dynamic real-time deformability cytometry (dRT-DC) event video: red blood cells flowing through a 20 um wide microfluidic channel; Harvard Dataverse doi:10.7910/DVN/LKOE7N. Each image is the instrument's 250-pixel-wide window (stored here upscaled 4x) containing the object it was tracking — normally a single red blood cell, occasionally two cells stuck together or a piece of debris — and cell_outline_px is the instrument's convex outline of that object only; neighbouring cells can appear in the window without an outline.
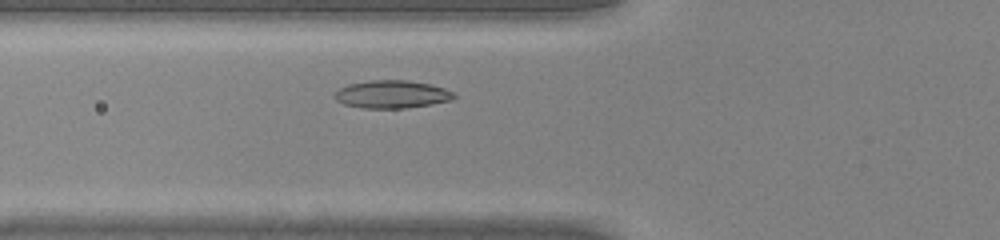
{"species": "common noctule bat (a hibernating species)", "species_latin": "Nyctalus noctula", "temperature_condition": "warm", "stored_images_in_passage": 31, "camera_frame_rate_fps": 3000, "um_per_image_px": 0.085, "animal": {"sex": "male", "body_mass_g": 20.0, "forearm_length_mm": 53.3}, "frame": {"image": 1, "passage_image": 7, "time_ms": 2.0, "image_size_px": [1000, 240], "cell_outline_px": [[456, 96], [452, 100], [432, 104], [404, 108], [360, 108], [344, 104], [336, 100], [332, 96], [340, 88], [348, 84], [368, 80], [408, 80], [432, 84], [444, 88], [452, 92]], "centroid_in_image_um": [33.29, 8.01], "position_along_channel_um": 92.5, "area_um2": 19.48}}
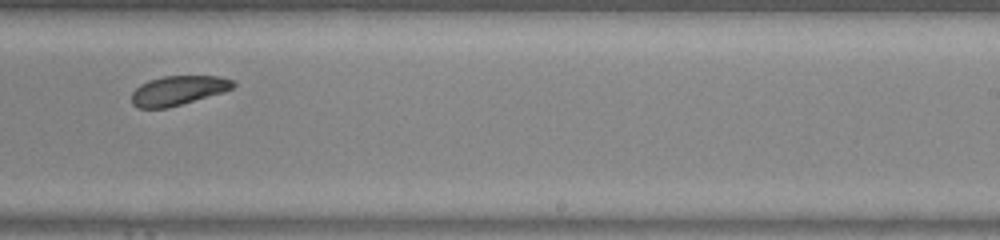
{"frame": {"image": 2, "passage_image": 20, "time_ms": 6.333, "image_size_px": [1000, 240], "cell_outline_px": [[236, 84], [232, 88], [224, 92], [168, 108], [136, 108], [132, 104], [132, 92], [140, 84], [148, 80], [164, 76], [220, 76], [236, 80]], "centroid_in_image_um": [15.16, 7.69], "position_along_channel_um": 273.8, "area_um2": 17.57}}
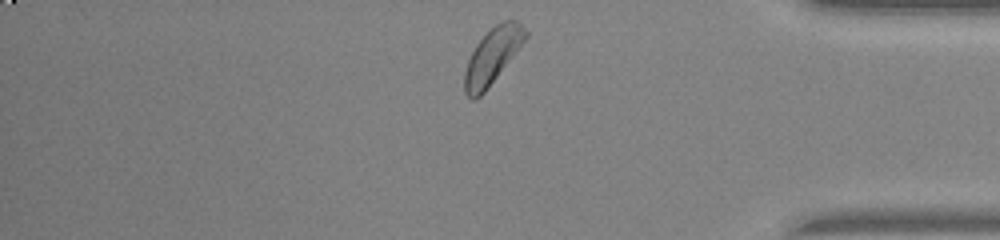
{"frame": {"image": 3, "passage_image": 30, "time_ms": 9.667, "image_size_px": [1000, 240], "cell_outline_px": [[528, 36], [484, 92], [476, 100], [472, 100], [464, 92], [464, 72], [468, 60], [476, 44], [496, 24], [504, 20], [516, 20], [528, 32]], "centroid_in_image_um": [41.83, 4.77], "position_along_channel_um": 393.4, "area_um2": 19.25}, "authors_computed_cell_mechanics": {"area_um2": 18.2648, "velocity_mm_per_s": 4.1969, "shape_relaxation_time_tau1_ms": 3.5928, "shape_relaxation_time_tau2_ms": null, "deformation_change_tau1": 0.1085, "deformation_change_tau2": null}}